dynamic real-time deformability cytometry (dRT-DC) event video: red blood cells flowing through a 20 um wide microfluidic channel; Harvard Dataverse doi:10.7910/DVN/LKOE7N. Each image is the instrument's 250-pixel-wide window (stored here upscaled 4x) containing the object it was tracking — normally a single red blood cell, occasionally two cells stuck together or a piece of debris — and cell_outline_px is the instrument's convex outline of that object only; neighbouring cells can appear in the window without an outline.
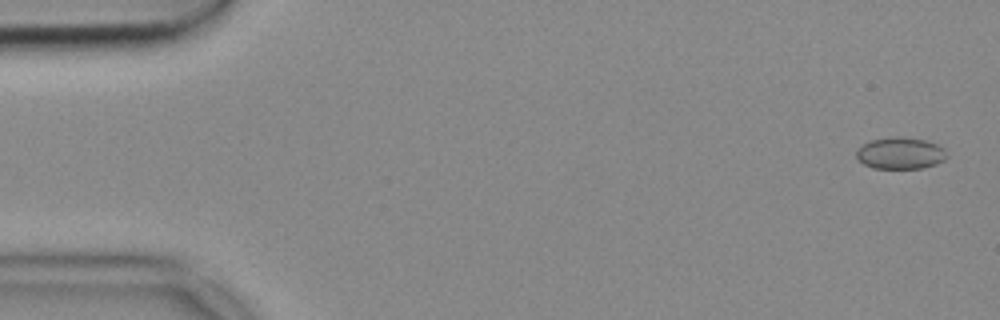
{"species": "common noctule bat (a hibernating species)", "species_latin": "Nyctalus noctula", "temperature_condition": "cold", "stored_images_in_passage": 53, "camera_frame_rate_fps": 3000, "um_per_image_px": 0.085, "animal": {"sex": "female", "body_mass_g": 18.4}, "frame": {"image": 1, "passage_image": 2, "time_ms": 0.333, "image_size_px": [1000, 320], "cell_outline_px": [[948, 156], [944, 160], [936, 164], [920, 168], [872, 168], [864, 164], [856, 156], [856, 148], [872, 140], [896, 136], [900, 136], [924, 140], [936, 144], [944, 148]], "centroid_in_image_um": [76.53, 13.02], "position_along_channel_um": 8.5, "area_um2": 16.65}}
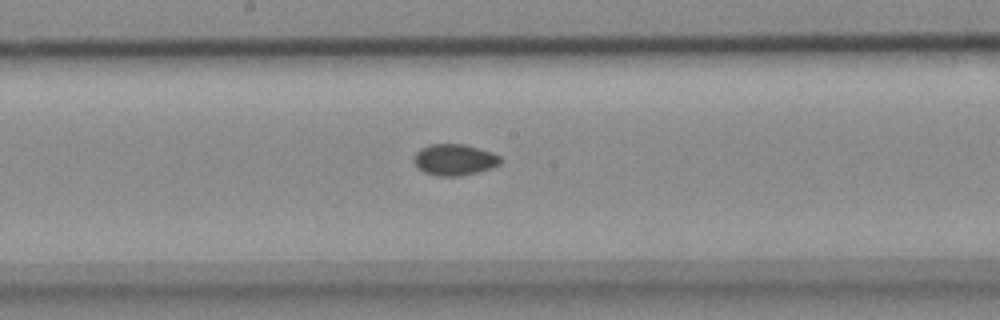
{"frame": {"image": 2, "passage_image": 28, "time_ms": 9.0, "image_size_px": [1000, 320], "cell_outline_px": [[500, 164], [492, 168], [460, 176], [436, 176], [424, 172], [416, 164], [416, 152], [420, 148], [428, 144], [464, 144], [492, 152], [500, 156]], "centroid_in_image_um": [38.65, 13.57], "position_along_channel_um": 209.6, "area_um2": 15.61}}
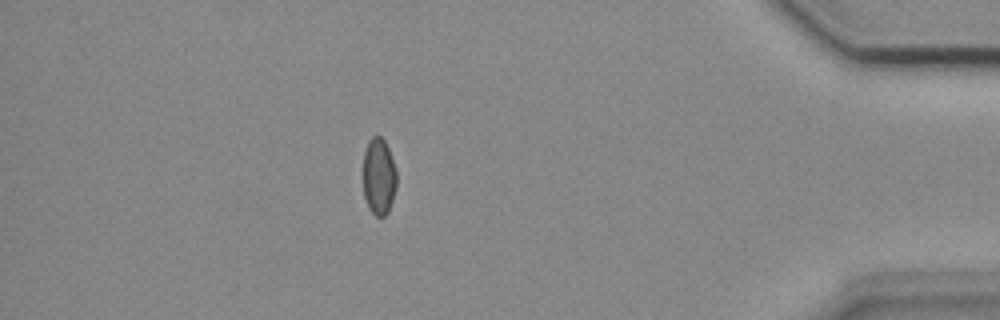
{"frame": {"image": 3, "passage_image": 47, "time_ms": 15.333, "image_size_px": [1000, 320], "cell_outline_px": [[396, 188], [388, 212], [384, 216], [376, 216], [368, 208], [364, 196], [364, 152], [368, 140], [372, 136], [380, 136], [384, 140], [388, 148], [396, 172]], "centroid_in_image_um": [32.19, 15.0], "position_along_channel_um": 403.0, "area_um2": 14.85}}